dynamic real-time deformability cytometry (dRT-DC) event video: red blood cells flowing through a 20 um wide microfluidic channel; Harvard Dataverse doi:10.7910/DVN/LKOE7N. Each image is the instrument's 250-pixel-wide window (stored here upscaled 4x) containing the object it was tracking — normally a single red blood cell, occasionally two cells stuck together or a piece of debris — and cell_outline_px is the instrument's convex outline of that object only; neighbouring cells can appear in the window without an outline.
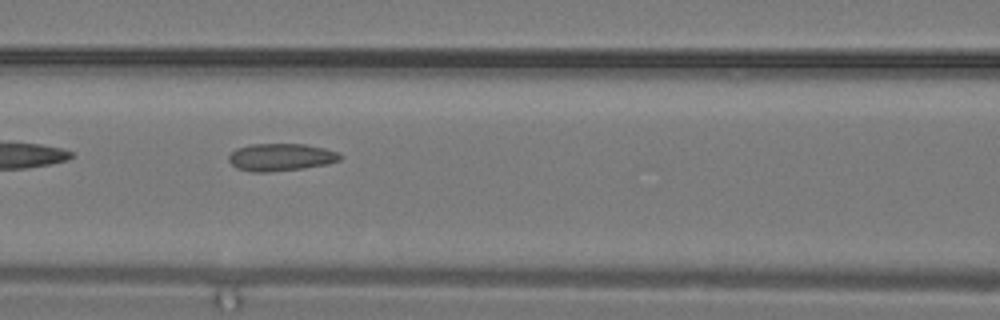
{"species": "common noctule bat (a hibernating species)", "species_latin": "Nyctalus noctula", "temperature_condition": "warm", "stored_images_in_passage": 9, "camera_frame_rate_fps": 3000, "um_per_image_px": 0.085, "animal": {"sex": "male", "body_mass_g": 19.2, "forearm_length_mm": 51.8}, "frame": {"image": 1, "passage_image": 6, "time_ms": 1.667, "image_size_px": [1000, 320], "cell_outline_px": [[340, 160], [328, 164], [304, 168], [268, 172], [252, 172], [236, 168], [228, 160], [228, 156], [236, 148], [248, 144], [304, 144], [324, 148], [336, 152], [340, 156]], "centroid_in_image_um": [23.83, 13.36], "position_along_channel_um": 142.8, "area_um2": 17.8}}
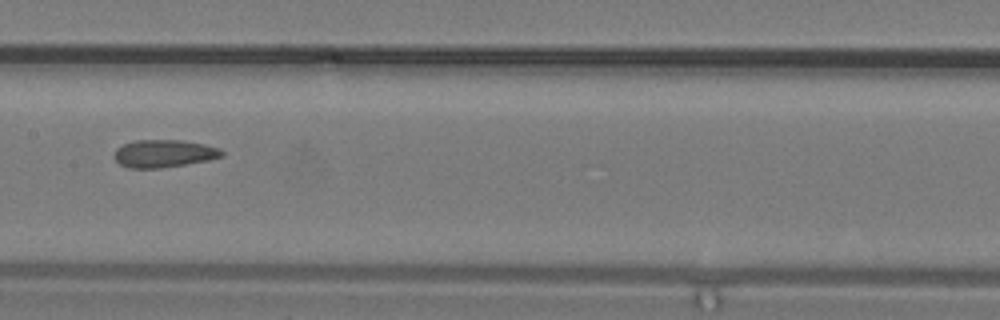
{"frame": {"image": 2, "passage_image": 8, "time_ms": 2.333, "image_size_px": [1000, 320], "cell_outline_px": [[224, 156], [208, 160], [160, 168], [128, 168], [120, 164], [112, 156], [116, 148], [124, 144], [136, 140], [180, 140], [204, 144], [220, 148], [224, 152]], "centroid_in_image_um": [13.92, 13.05], "position_along_channel_um": 193.5, "area_um2": 17.34}}